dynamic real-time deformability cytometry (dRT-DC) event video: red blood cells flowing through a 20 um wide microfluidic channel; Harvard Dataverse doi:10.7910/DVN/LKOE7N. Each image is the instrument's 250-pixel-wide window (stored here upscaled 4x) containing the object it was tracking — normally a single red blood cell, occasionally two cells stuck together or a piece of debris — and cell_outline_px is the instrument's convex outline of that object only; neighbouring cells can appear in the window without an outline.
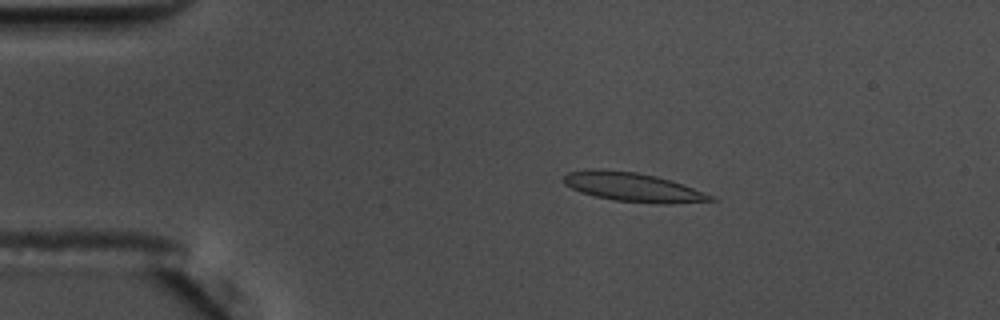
{"species": "common noctule bat (a hibernating species)", "species_latin": "Nyctalus noctula", "temperature_condition": "warm", "stored_images_in_passage": 56, "camera_frame_rate_fps": 3000, "um_per_image_px": 0.085, "animal": {"sex": "male", "body_mass_g": 17.5, "forearm_length_mm": 52.3}, "frame": {"image": 1, "passage_image": 11, "time_ms": 3.333, "image_size_px": [1000, 320], "cell_outline_px": [[716, 200], [668, 204], [656, 204], [616, 200], [596, 196], [580, 192], [564, 184], [564, 176], [568, 172], [584, 168], [600, 168], [636, 172], [656, 176], [672, 180], [684, 184], [716, 196]], "centroid_in_image_um": [53.81, 15.89], "position_along_channel_um": 31.2, "area_um2": 25.14}}
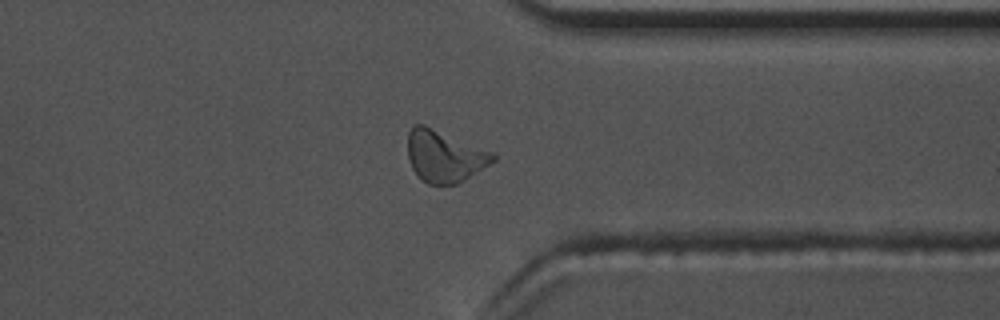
{"frame": {"image": 2, "passage_image": 44, "time_ms": 14.333, "image_size_px": [1000, 320], "cell_outline_px": [[496, 160], [464, 180], [456, 184], [428, 184], [412, 168], [408, 160], [408, 132], [416, 124], [424, 124], [496, 152]], "centroid_in_image_um": [37.81, 13.25], "position_along_channel_um": 373.6, "area_um2": 25.78}}
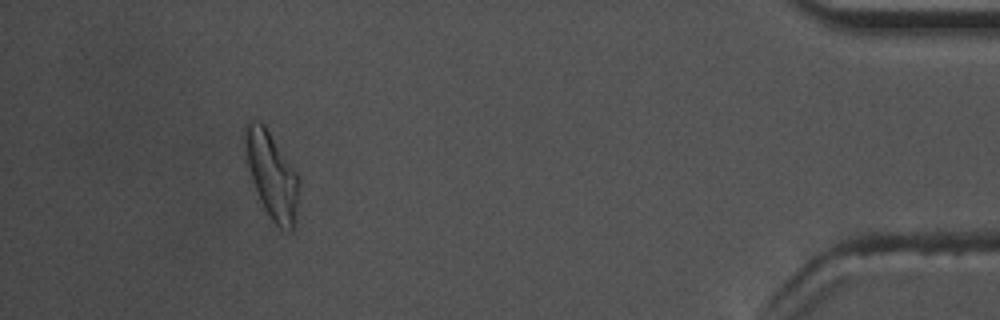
{"frame": {"image": 3, "passage_image": 52, "time_ms": 17.0, "image_size_px": [1000, 320], "cell_outline_px": [[300, 184], [292, 232], [280, 228], [272, 220], [264, 208], [260, 200], [248, 164], [244, 144], [244, 124], [248, 120], [256, 120], [264, 124], [296, 172], [300, 180]], "centroid_in_image_um": [23.1, 14.85], "position_along_channel_um": 412.1, "area_um2": 26.59}, "authors_computed_cell_mechanics": {"area_um2": 24.0159, "velocity_mm_per_s": 3.617, "shape_relaxation_time_tau1_ms": 6.9542, "shape_relaxation_time_tau2_ms": 2.417, "deformation_change_tau1": 0.2248, "deformation_change_tau2": 0.1349}}